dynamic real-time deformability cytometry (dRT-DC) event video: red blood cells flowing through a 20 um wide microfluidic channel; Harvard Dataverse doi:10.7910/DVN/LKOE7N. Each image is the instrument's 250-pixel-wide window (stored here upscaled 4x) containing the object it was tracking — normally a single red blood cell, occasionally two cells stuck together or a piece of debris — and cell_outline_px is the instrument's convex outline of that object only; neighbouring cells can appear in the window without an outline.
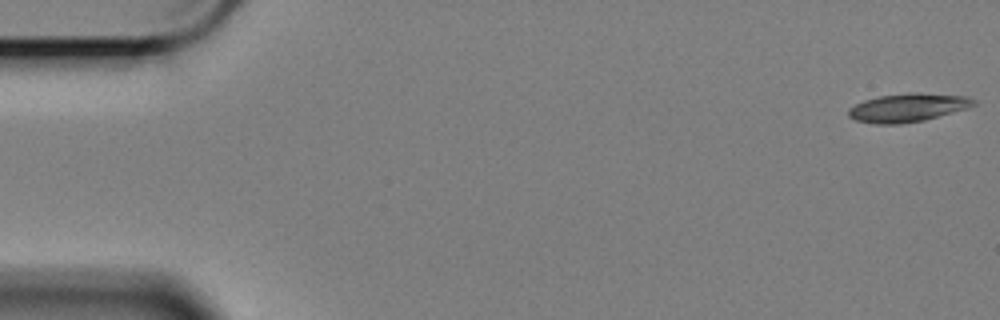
{"species": "Egyptian fruit bat (a non-hibernating species)", "species_latin": "Rousettus aegyptiacus", "temperature_condition": "cold", "stored_images_in_passage": 53, "camera_frame_rate_fps": 3000, "um_per_image_px": 0.085, "animal": {"sex": "female"}, "frame": {"image": 1, "passage_image": 1, "time_ms": 0.0, "image_size_px": [1000, 320], "cell_outline_px": [[976, 104], [964, 108], [924, 120], [900, 124], [876, 124], [856, 120], [848, 116], [848, 108], [864, 100], [880, 96], [916, 92], [964, 96], [976, 100]], "centroid_in_image_um": [77.11, 9.15], "position_along_channel_um": 7.9, "area_um2": 20.35}}
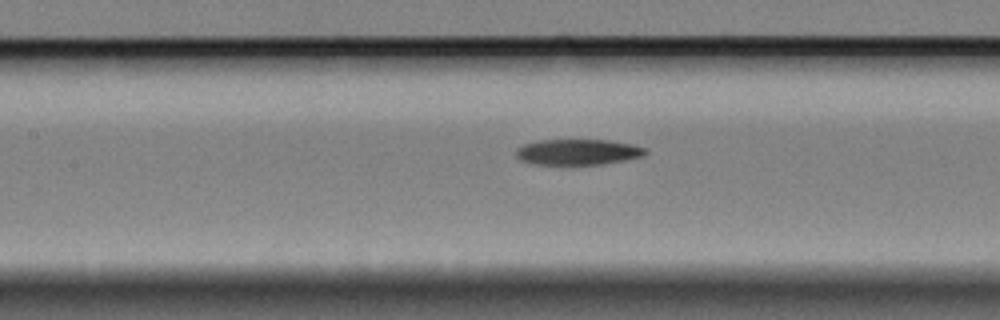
{"frame": {"image": 2, "passage_image": 26, "time_ms": 8.333, "image_size_px": [1000, 320], "cell_outline_px": [[648, 152], [644, 156], [624, 160], [600, 164], [536, 164], [520, 160], [516, 156], [516, 148], [524, 144], [540, 140], [608, 140], [632, 144], [648, 148]], "centroid_in_image_um": [49.15, 12.91], "position_along_channel_um": 158.3, "area_um2": 19.36}}
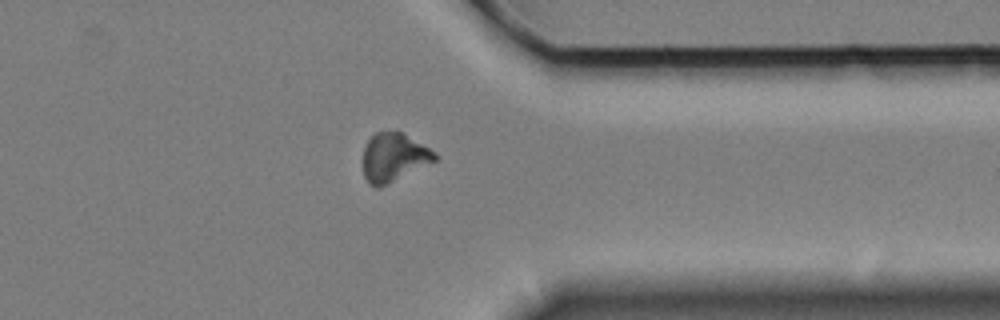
{"frame": {"image": 3, "passage_image": 46, "time_ms": 15.0, "image_size_px": [1000, 320], "cell_outline_px": [[436, 160], [388, 184], [376, 188], [364, 176], [364, 148], [368, 140], [376, 132], [400, 132], [436, 152]], "centroid_in_image_um": [33.46, 13.38], "position_along_channel_um": 377.9, "area_um2": 19.71}}